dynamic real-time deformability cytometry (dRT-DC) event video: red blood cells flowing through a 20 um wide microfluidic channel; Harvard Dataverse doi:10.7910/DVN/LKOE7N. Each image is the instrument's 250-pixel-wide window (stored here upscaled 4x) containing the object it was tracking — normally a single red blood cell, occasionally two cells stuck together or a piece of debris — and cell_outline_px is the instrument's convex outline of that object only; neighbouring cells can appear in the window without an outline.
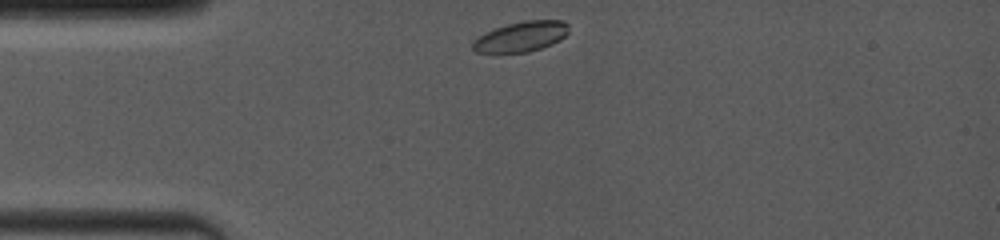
{"species": "common noctule bat (a hibernating species)", "species_latin": "Nyctalus noctula", "temperature_condition": "room temperature", "stored_images_in_passage": 32, "camera_frame_rate_fps": 4000, "um_per_image_px": 0.085, "animal": {"sex": "female", "body_mass_g": 19.0, "forearm_length_mm": 53.3}, "frame": {"image": 1, "passage_image": 1, "time_ms": 0.0, "image_size_px": [1000, 240], "cell_outline_px": [[568, 32], [560, 40], [552, 44], [528, 52], [476, 52], [472, 48], [472, 44], [484, 32], [508, 24], [524, 20], [564, 20], [568, 24]], "centroid_in_image_um": [44.33, 3.1], "position_along_channel_um": 40.7, "area_um2": 16.7}}
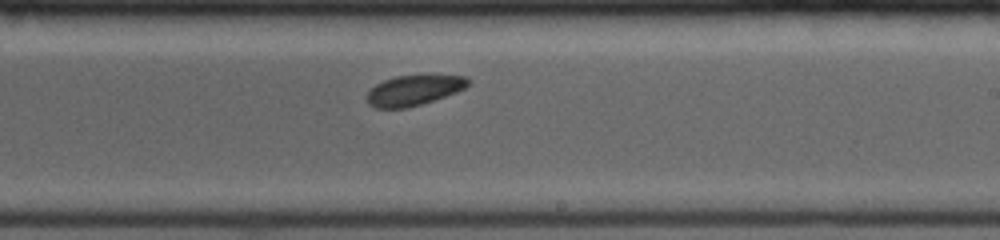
{"frame": {"image": 2, "passage_image": 19, "time_ms": 6.0, "image_size_px": [1000, 240], "cell_outline_px": [[472, 84], [456, 92], [420, 104], [404, 108], [376, 108], [368, 104], [368, 92], [376, 84], [384, 80], [396, 76], [468, 76], [472, 80]], "centroid_in_image_um": [35.21, 7.67], "position_along_channel_um": 253.8, "area_um2": 17.51}}
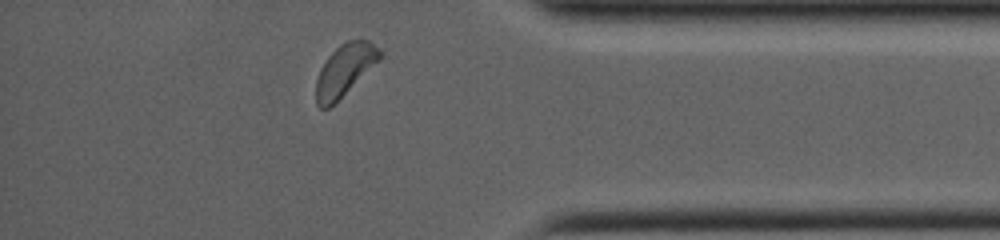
{"frame": {"image": 3, "passage_image": 31, "time_ms": 10.0, "image_size_px": [1000, 240], "cell_outline_px": [[384, 56], [380, 60], [328, 108], [320, 108], [316, 104], [316, 80], [320, 68], [328, 56], [340, 44], [348, 40], [368, 40]], "centroid_in_image_um": [29.28, 5.94], "position_along_channel_um": 405.9, "area_um2": 18.73}, "authors_computed_cell_mechanics": {"area_um2": 18.7272, "velocity_mm_per_s": 4.0121, "shape_relaxation_time_tau1_ms": 0.6878, "shape_relaxation_time_tau2_ms": 8.7662, "deformation_change_tau1": 0.0586, "deformation_change_tau2": 0.1406}}